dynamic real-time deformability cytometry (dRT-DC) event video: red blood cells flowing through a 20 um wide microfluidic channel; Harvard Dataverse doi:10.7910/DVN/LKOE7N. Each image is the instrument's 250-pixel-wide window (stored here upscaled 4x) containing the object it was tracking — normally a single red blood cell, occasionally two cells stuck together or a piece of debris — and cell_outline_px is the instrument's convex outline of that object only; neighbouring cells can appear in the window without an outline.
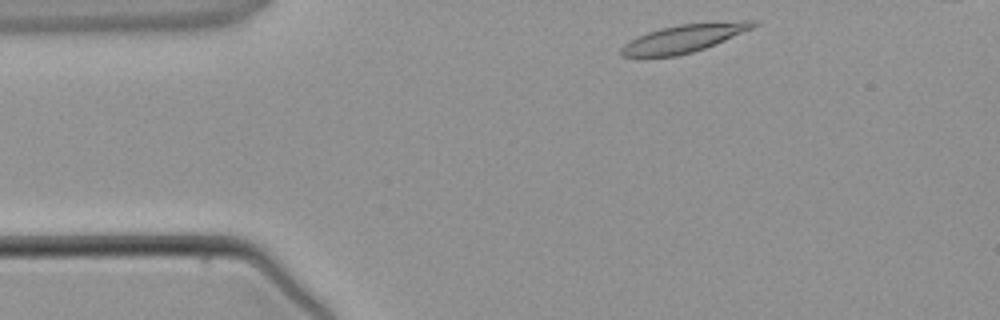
{"species": "common noctule bat (a hibernating species)", "species_latin": "Nyctalus noctula", "temperature_condition": "warm", "stored_images_in_passage": 3, "camera_frame_rate_fps": 3000, "um_per_image_px": 0.085, "animal": {"sex": "male", "body_mass_g": 21.5, "forearm_length_mm": 52.0}, "frame": {"image": 1, "passage_image": 1, "time_ms": 0.0, "image_size_px": [1000, 320], "cell_outline_px": [[760, 24], [752, 28], [716, 44], [692, 52], [676, 56], [620, 56], [620, 48], [624, 44], [648, 32], [660, 28], [680, 24], [740, 20], [756, 20]], "centroid_in_image_um": [58.19, 3.24], "position_along_channel_um": 26.8, "area_um2": 21.33}}